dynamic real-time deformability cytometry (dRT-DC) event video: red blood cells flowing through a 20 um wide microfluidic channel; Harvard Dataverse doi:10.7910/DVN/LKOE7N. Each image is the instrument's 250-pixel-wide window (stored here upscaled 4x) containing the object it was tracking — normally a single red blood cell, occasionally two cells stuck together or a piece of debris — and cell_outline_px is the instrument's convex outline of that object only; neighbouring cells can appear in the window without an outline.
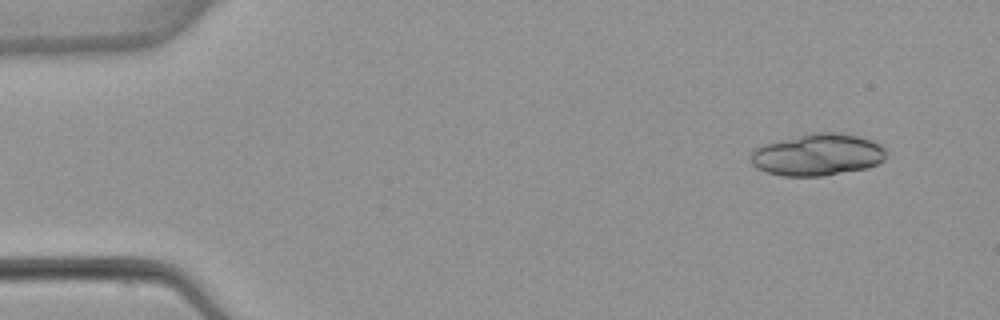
{"species": "common noctule bat (a hibernating species)", "species_latin": "Nyctalus noctula", "temperature_condition": "warm", "stored_images_in_passage": 4, "camera_frame_rate_fps": 3000, "um_per_image_px": 0.085, "animal": {"sex": "female", "body_mass_g": 22.7, "forearm_length_mm": 54.2}, "frame": {"image": 1, "passage_image": 1, "time_ms": 0.0, "image_size_px": [1000, 320], "cell_outline_px": [[884, 160], [868, 168], [824, 176], [784, 176], [768, 172], [752, 164], [748, 156], [756, 148], [764, 144], [812, 132], [844, 132], [876, 140], [884, 148]], "centroid_in_image_um": [69.53, 13.14], "position_along_channel_um": 15.5, "area_um2": 33.29}}